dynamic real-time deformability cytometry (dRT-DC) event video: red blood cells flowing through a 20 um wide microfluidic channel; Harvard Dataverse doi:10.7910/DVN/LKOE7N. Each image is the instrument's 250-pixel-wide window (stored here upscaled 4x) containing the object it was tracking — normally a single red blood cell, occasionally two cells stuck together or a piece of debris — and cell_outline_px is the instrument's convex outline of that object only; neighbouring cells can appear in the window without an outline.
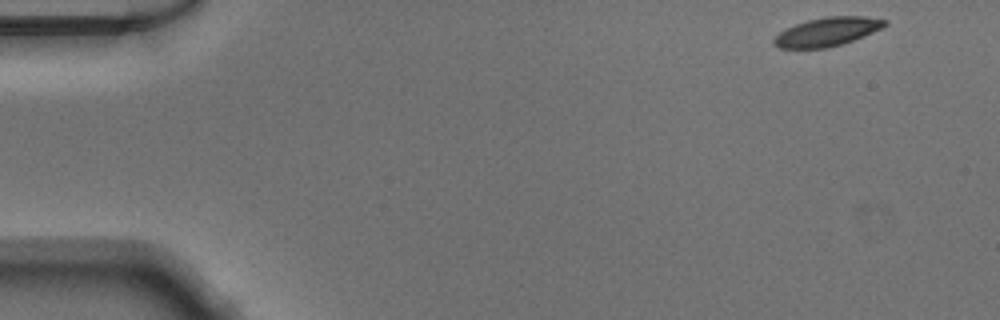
{"species": "Egyptian fruit bat (a non-hibernating species)", "species_latin": "Rousettus aegyptiacus", "temperature_condition": "warm", "stored_images_in_passage": 20, "camera_frame_rate_fps": 3000, "um_per_image_px": 0.085, "animal": {"sex": "male"}, "frame": {"image": 1, "passage_image": 1, "time_ms": 0.0, "image_size_px": [1000, 320], "cell_outline_px": [[888, 24], [872, 32], [844, 44], [828, 48], [780, 48], [772, 44], [772, 40], [780, 32], [796, 24], [808, 20], [828, 16], [864, 16], [888, 20]], "centroid_in_image_um": [70.32, 2.7], "position_along_channel_um": 14.7, "area_um2": 18.44}}
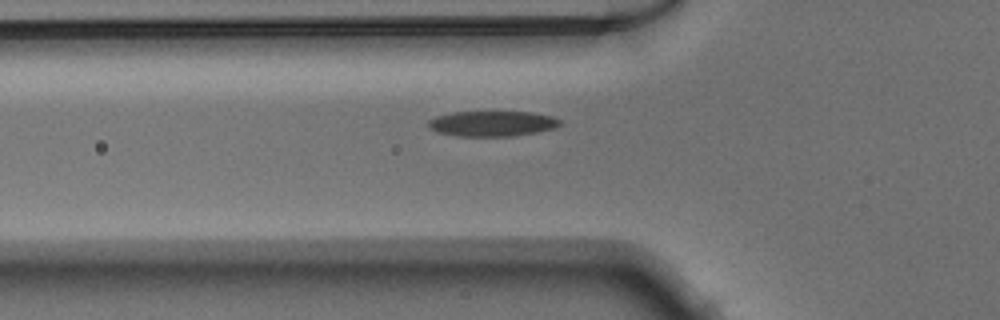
{"frame": {"image": 2, "passage_image": 15, "time_ms": 4.667, "image_size_px": [1000, 320], "cell_outline_px": [[560, 124], [556, 128], [536, 132], [512, 136], [456, 136], [440, 132], [432, 128], [428, 124], [428, 120], [436, 116], [452, 112], [532, 112], [552, 116], [560, 120]], "centroid_in_image_um": [41.86, 10.5], "position_along_channel_um": 83.9, "area_um2": 19.31}}
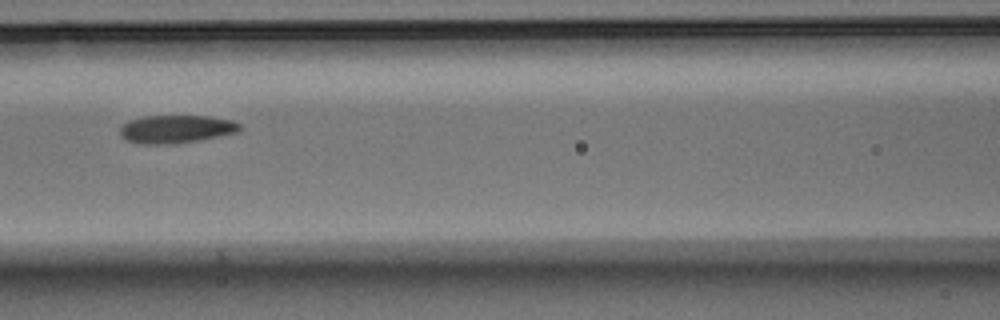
{"frame": {"image": 3, "passage_image": 20, "time_ms": 6.333, "image_size_px": [1000, 320], "cell_outline_px": [[240, 128], [236, 132], [176, 144], [140, 144], [128, 140], [120, 132], [120, 128], [128, 120], [144, 116], [208, 116], [232, 120], [240, 124]], "centroid_in_image_um": [14.94, 10.96], "position_along_channel_um": 151.7, "area_um2": 19.25}}